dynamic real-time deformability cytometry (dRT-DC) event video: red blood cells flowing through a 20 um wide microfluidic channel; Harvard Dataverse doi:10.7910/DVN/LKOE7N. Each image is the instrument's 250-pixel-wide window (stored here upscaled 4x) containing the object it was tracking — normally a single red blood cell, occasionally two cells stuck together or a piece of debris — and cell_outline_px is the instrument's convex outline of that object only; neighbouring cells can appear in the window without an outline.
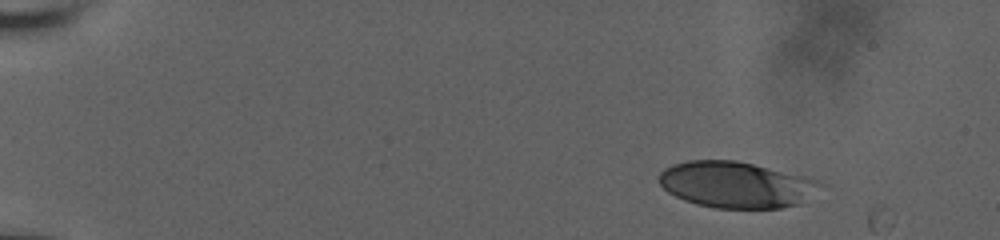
{"species": "human", "species_latin": "Homo sapiens", "temperature_condition": "room temperature", "stored_images_in_passage": 5, "camera_frame_rate_fps": 3000, "um_per_image_px": 0.085, "donor": {"sex": "male"}, "frame": {"image": 1, "passage_image": 3, "time_ms": 2.0, "image_size_px": [1000, 240], "cell_outline_px": [[828, 184], [800, 204], [780, 208], [716, 208], [696, 204], [684, 200], [668, 192], [660, 184], [660, 172], [664, 168], [672, 164], [688, 160], [736, 160], [804, 176], [820, 180]], "centroid_in_image_um": [62.62, 15.7], "position_along_channel_um": 22.4, "area_um2": 43.64}}